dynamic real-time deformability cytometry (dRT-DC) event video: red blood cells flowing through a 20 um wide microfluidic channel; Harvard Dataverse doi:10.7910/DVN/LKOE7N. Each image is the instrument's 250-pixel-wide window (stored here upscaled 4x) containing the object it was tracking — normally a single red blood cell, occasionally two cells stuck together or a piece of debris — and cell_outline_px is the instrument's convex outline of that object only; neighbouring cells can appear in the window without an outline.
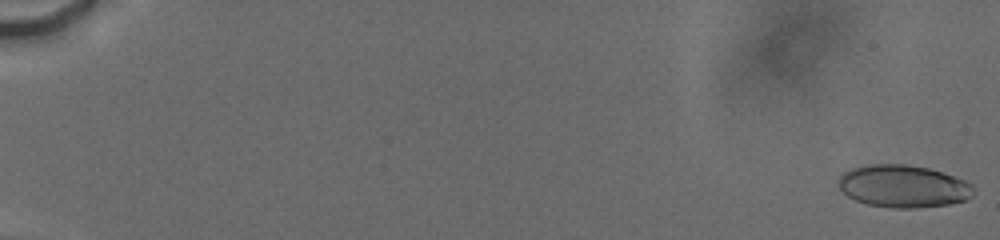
{"species": "human", "species_latin": "Homo sapiens", "temperature_condition": "cold", "stored_images_in_passage": 52, "camera_frame_rate_fps": 3000, "um_per_image_px": 0.085, "donor": {"sex": "male"}, "frame": {"image": 1, "passage_image": 1, "time_ms": 0.0, "image_size_px": [1000, 240], "cell_outline_px": [[976, 192], [972, 196], [964, 200], [948, 204], [916, 208], [892, 208], [868, 204], [856, 200], [848, 196], [840, 188], [836, 180], [844, 172], [852, 168], [868, 164], [904, 164], [928, 168], [964, 180], [972, 184], [976, 188]], "centroid_in_image_um": [76.78, 15.83], "position_along_channel_um": 8.2, "area_um2": 33.41}}
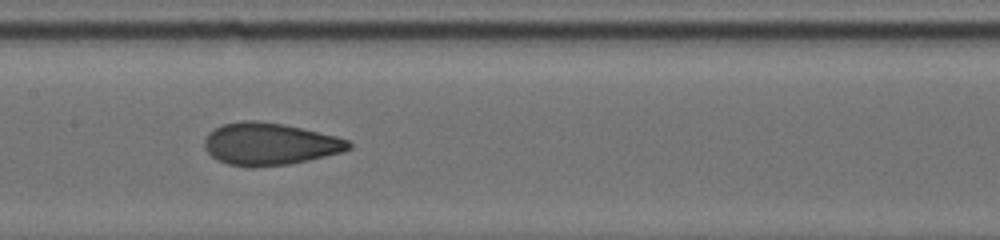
{"frame": {"image": 2, "passage_image": 32, "time_ms": 10.0, "image_size_px": [1000, 240], "cell_outline_px": [[352, 148], [340, 152], [308, 160], [288, 164], [252, 168], [228, 164], [216, 160], [204, 148], [204, 140], [208, 132], [224, 124], [244, 120], [256, 120], [284, 124], [336, 136], [348, 140], [352, 144]], "centroid_in_image_um": [22.89, 12.24], "position_along_channel_um": 184.5, "area_um2": 35.49}}
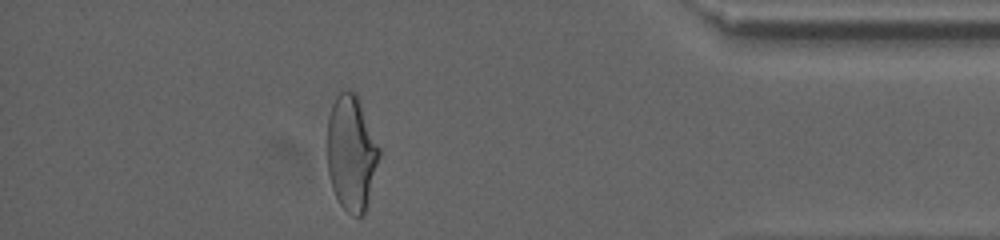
{"frame": {"image": 3, "passage_image": 47, "time_ms": 16.667, "image_size_px": [1000, 240], "cell_outline_px": [[380, 156], [364, 212], [360, 216], [352, 216], [340, 204], [332, 188], [328, 176], [328, 116], [332, 104], [336, 96], [340, 92], [356, 92], [380, 148]], "centroid_in_image_um": [29.86, 13.0], "position_along_channel_um": 405.3, "area_um2": 34.51}, "authors_computed_cell_mechanics": {"area_um2": 34.9112, "velocity_mm_per_s": 3.8194, "shape_relaxation_time_tau1_ms": 8.1987, "shape_relaxation_time_tau2_ms": 0.866, "deformation_change_tau1": 0.2139, "deformation_change_tau2": 0.0745}}